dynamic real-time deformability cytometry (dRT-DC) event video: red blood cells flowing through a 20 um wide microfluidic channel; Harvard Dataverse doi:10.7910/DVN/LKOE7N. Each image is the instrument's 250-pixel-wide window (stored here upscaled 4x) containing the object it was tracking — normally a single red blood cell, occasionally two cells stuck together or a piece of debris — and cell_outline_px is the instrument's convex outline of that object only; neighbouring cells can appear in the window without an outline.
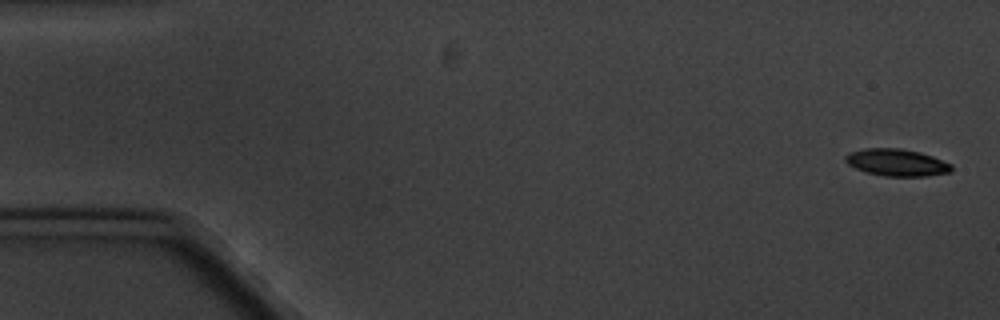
{"species": "common noctule bat (a hibernating species)", "species_latin": "Nyctalus noctula", "temperature_condition": "cold", "stored_images_in_passage": 5, "camera_frame_rate_fps": 3000, "um_per_image_px": 0.085, "animal": {"sex": "male", "body_mass_g": 20.1, "forearm_length_mm": 53.5}, "frame": {"image": 1, "passage_image": 1, "time_ms": 0.0, "image_size_px": [1000, 320], "cell_outline_px": [[952, 172], [924, 176], [884, 176], [868, 172], [856, 168], [848, 164], [844, 160], [844, 156], [848, 152], [864, 148], [900, 148], [920, 152], [932, 156], [952, 164]], "centroid_in_image_um": [76.21, 13.8], "position_along_channel_um": 8.8, "area_um2": 16.76}}
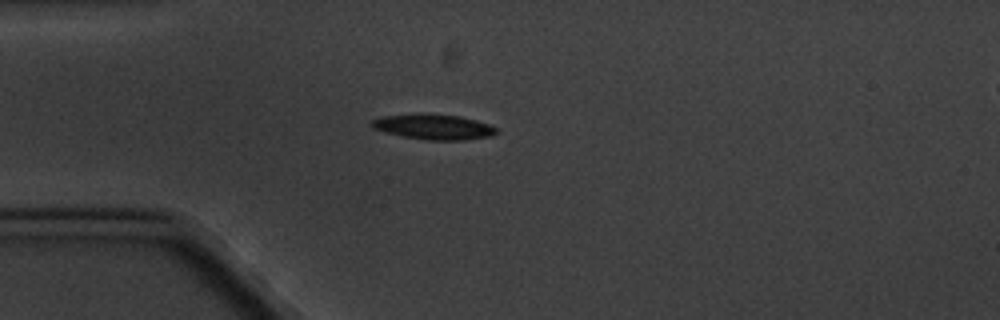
{"frame": {"image": 2, "passage_image": 5, "time_ms": 4.667, "image_size_px": [1000, 320], "cell_outline_px": [[496, 132], [492, 136], [464, 140], [428, 140], [404, 136], [384, 132], [372, 128], [368, 124], [372, 120], [380, 116], [460, 116], [476, 120], [488, 124], [496, 128]], "centroid_in_image_um": [36.86, 10.82], "position_along_channel_um": 48.1, "area_um2": 17.51}}